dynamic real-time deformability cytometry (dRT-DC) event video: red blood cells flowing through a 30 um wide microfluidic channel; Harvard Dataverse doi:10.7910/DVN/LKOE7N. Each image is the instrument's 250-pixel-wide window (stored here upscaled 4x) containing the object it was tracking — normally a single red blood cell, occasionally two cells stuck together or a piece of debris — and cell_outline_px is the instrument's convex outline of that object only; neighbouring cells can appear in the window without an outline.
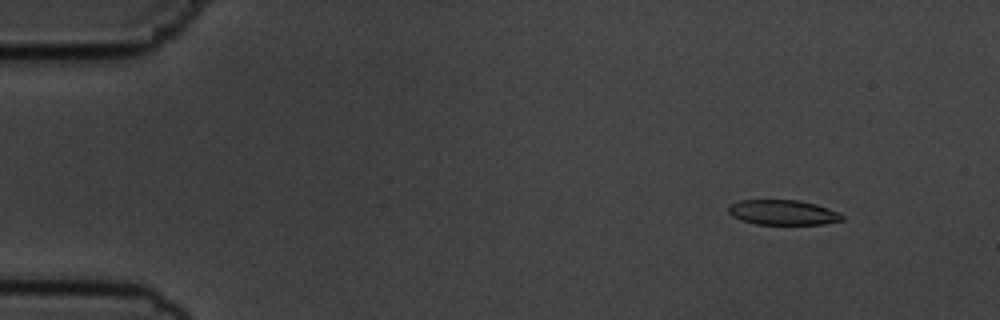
{"species": "common noctule bat (a hibernating species)", "species_latin": "Nyctalus noctula", "temperature_condition": "cold", "stored_images_in_passage": 51, "camera_frame_rate_fps": 3000, "um_per_image_px": 0.085, "animal": {"sex": "male", "body_mass_g": 19.5, "forearm_length_mm": 54.6}, "frame": {"image": 1, "passage_image": 1, "time_ms": 0.0, "image_size_px": [1000, 320], "cell_outline_px": [[844, 220], [824, 224], [756, 224], [740, 220], [732, 216], [728, 212], [728, 208], [732, 204], [740, 200], [796, 200], [816, 204], [840, 212], [844, 216]], "centroid_in_image_um": [66.57, 18.06], "position_along_channel_um": 18.4, "area_um2": 16.59}}
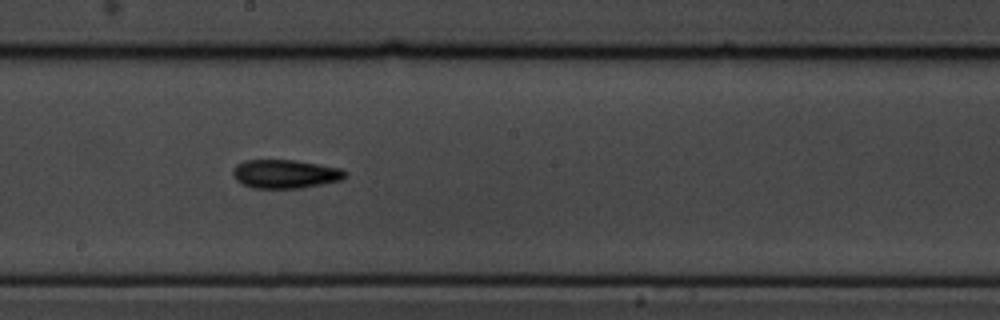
{"frame": {"image": 2, "passage_image": 26, "time_ms": 8.333, "image_size_px": [1000, 320], "cell_outline_px": [[348, 176], [340, 180], [300, 188], [252, 188], [236, 180], [232, 172], [236, 164], [244, 160], [292, 160], [340, 168], [348, 172]], "centroid_in_image_um": [24.23, 14.78], "position_along_channel_um": 224.0, "area_um2": 18.61}}
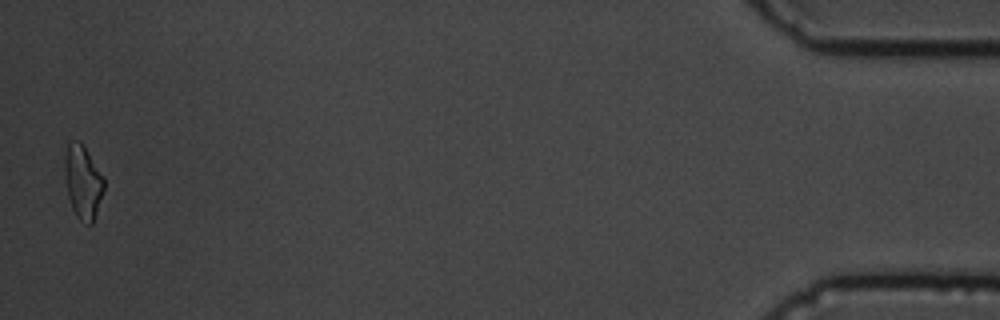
{"frame": {"image": 3, "passage_image": 50, "time_ms": 16.333, "image_size_px": [1000, 320], "cell_outline_px": [[104, 192], [92, 224], [88, 224], [80, 220], [76, 216], [72, 208], [68, 196], [64, 172], [64, 156], [68, 144], [72, 140], [80, 140], [84, 144], [104, 176]], "centroid_in_image_um": [7.05, 15.42], "position_along_channel_um": 428.1, "area_um2": 17.17}, "authors_computed_cell_mechanics": {"area_um2": 17.6868, "velocity_mm_per_s": 3.6341, "shape_relaxation_time_tau1_ms": 5.1119, "shape_relaxation_time_tau2_ms": 3.1627, "deformation_change_tau1": 0.1462, "deformation_change_tau2": 0.1}}